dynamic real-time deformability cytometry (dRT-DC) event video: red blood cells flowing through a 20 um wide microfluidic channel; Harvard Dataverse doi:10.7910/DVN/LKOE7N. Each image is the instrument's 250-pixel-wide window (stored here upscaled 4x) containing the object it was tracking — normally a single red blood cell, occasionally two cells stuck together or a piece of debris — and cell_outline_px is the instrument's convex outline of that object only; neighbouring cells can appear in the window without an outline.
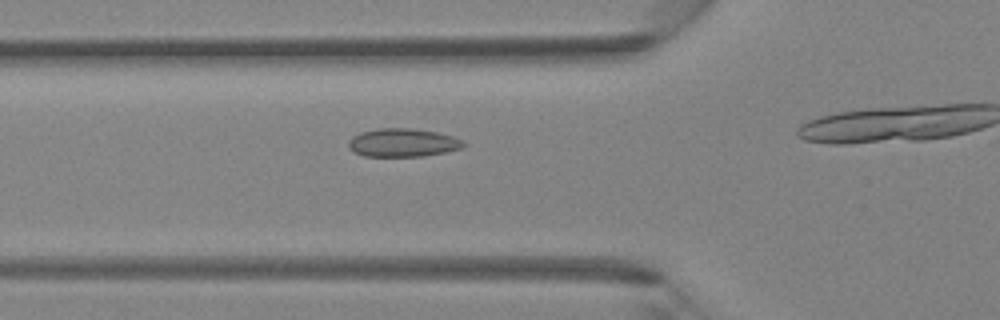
{"species": "Egyptian fruit bat (a non-hibernating species)", "species_latin": "Rousettus aegyptiacus", "temperature_condition": "room temperature", "stored_images_in_passage": 16, "camera_frame_rate_fps": 3000, "um_per_image_px": 0.085, "animal": {"sex": "female"}, "frame": {"image": 1, "passage_image": 12, "time_ms": 3.667, "image_size_px": [1000, 320], "cell_outline_px": [[468, 144], [464, 148], [424, 156], [364, 156], [348, 148], [348, 140], [352, 136], [360, 132], [376, 128], [412, 128], [436, 132], [452, 136], [464, 140]], "centroid_in_image_um": [34.26, 12.12], "position_along_channel_um": 91.5, "area_um2": 19.19}}
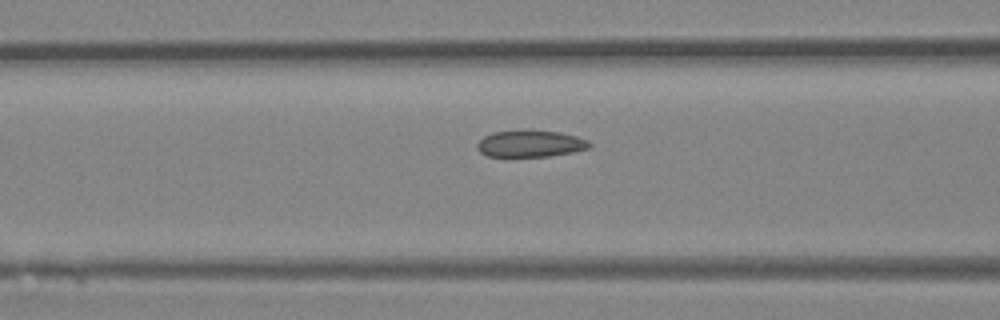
{"frame": {"image": 2, "passage_image": 14, "time_ms": 4.333, "image_size_px": [1000, 320], "cell_outline_px": [[592, 148], [572, 152], [548, 156], [488, 156], [480, 152], [476, 148], [476, 144], [484, 136], [492, 132], [520, 128], [560, 132], [576, 136], [588, 140], [592, 144]], "centroid_in_image_um": [45.08, 12.18], "position_along_channel_um": 121.5, "area_um2": 17.98}}